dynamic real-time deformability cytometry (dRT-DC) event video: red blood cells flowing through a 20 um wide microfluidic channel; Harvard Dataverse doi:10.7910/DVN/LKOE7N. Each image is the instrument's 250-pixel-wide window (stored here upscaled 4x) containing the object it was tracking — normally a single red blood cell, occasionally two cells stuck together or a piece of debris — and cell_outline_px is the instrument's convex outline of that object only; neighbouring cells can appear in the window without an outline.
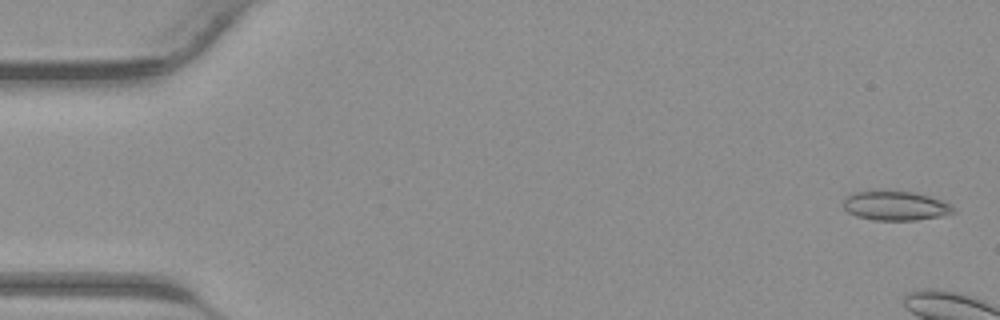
{"species": "common noctule bat (a hibernating species)", "species_latin": "Nyctalus noctula", "temperature_condition": "warm", "stored_images_in_passage": 5, "camera_frame_rate_fps": 3000, "um_per_image_px": 0.085, "animal": {"sex": "male", "body_mass_g": 23.1, "forearm_length_mm": 52.7}, "frame": {"image": 1, "passage_image": 1, "time_ms": 0.0, "image_size_px": [1000, 320], "cell_outline_px": [[956, 212], [944, 216], [916, 220], [872, 220], [856, 216], [848, 212], [844, 208], [844, 200], [852, 192], [868, 188], [880, 188], [916, 192], [952, 204]], "centroid_in_image_um": [76.09, 17.44], "position_along_channel_um": 8.9, "area_um2": 19.71}}